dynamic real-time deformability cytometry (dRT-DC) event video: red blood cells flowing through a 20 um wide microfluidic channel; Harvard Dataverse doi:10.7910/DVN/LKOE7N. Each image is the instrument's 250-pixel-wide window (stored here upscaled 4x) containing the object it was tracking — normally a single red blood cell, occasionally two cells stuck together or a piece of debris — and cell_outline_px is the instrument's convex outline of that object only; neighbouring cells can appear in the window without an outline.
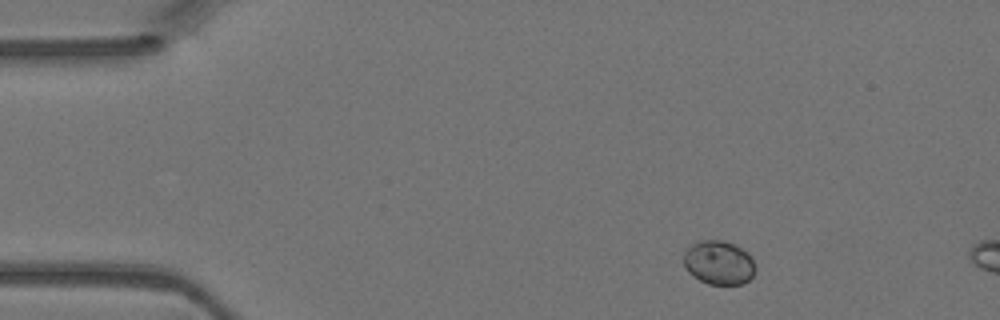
{"species": "Egyptian fruit bat (a non-hibernating species)", "species_latin": "Rousettus aegyptiacus", "temperature_condition": "warm", "stored_images_in_passage": 2, "camera_frame_rate_fps": 3000, "um_per_image_px": 0.085, "animal": {"sex": "female"}, "frame": {"image": 1, "passage_image": 1, "time_ms": 0.0, "image_size_px": [1000, 320], "cell_outline_px": [[756, 268], [752, 276], [744, 284], [708, 284], [692, 276], [688, 272], [684, 264], [684, 252], [692, 244], [700, 240], [724, 240], [740, 248], [752, 256]], "centroid_in_image_um": [61.1, 22.33], "position_along_channel_um": 23.9, "area_um2": 18.38}}